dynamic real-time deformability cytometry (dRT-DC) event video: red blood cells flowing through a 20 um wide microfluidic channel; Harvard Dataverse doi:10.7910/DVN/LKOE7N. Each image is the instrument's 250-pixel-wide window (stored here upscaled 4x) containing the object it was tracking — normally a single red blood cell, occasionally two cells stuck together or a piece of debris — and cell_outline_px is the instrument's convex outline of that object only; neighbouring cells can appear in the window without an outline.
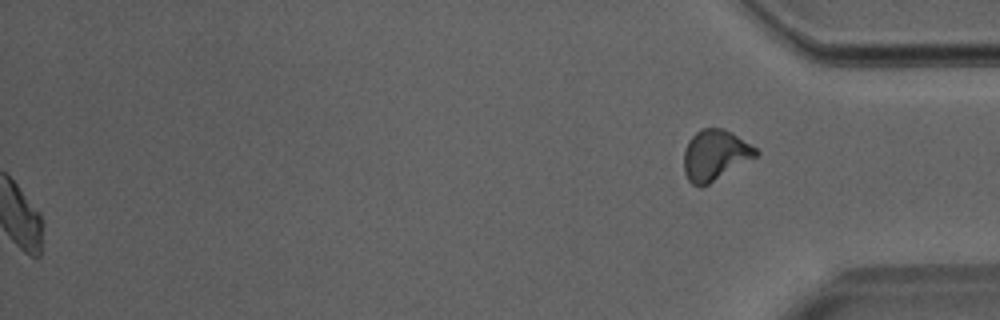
{"species": "Egyptian fruit bat (a non-hibernating species)", "species_latin": "Rousettus aegyptiacus", "temperature_condition": "room temperature", "stored_images_in_passage": 34, "segment_of_instrument_passage": [2, 2], "camera_frame_rate_fps": 3000, "um_per_image_px": 0.085, "animal": {"sex": "male"}, "frame": {"image": 1, "passage_image": 34, "time_ms": 11.0, "image_size_px": [1000, 320], "cell_outline_px": [[760, 152], [756, 156], [708, 184], [700, 188], [692, 184], [688, 180], [684, 172], [684, 148], [688, 140], [700, 128], [724, 128], [732, 132], [756, 148]], "centroid_in_image_um": [60.74, 13.17], "position_along_channel_um": 374.5, "area_um2": 21.15}}